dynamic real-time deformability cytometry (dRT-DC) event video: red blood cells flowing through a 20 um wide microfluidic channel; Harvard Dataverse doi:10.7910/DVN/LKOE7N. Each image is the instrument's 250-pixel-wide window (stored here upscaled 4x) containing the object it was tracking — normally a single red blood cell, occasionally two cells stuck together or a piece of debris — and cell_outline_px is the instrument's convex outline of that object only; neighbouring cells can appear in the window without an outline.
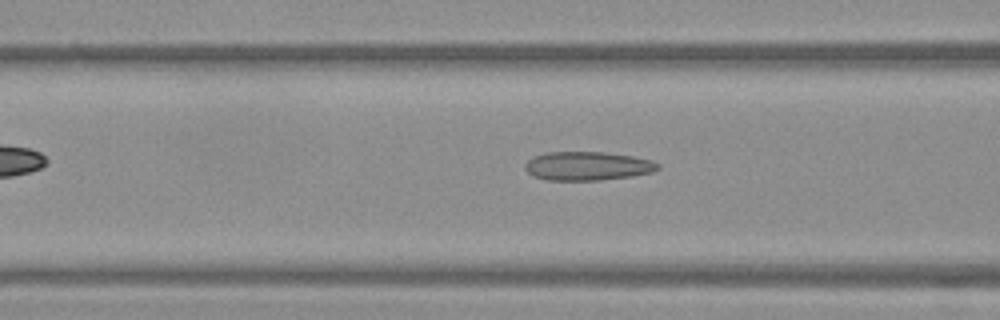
{"species": "Egyptian fruit bat (a non-hibernating species)", "species_latin": "Rousettus aegyptiacus", "temperature_condition": "warm", "stored_images_in_passage": 42, "camera_frame_rate_fps": 3000, "um_per_image_px": 0.085, "frame": {"image": 1, "passage_image": 10, "time_ms": 3.0, "image_size_px": [1000, 320], "cell_outline_px": [[660, 168], [652, 172], [632, 176], [600, 180], [548, 180], [532, 176], [524, 168], [524, 164], [532, 156], [548, 152], [604, 152], [632, 156], [652, 160], [660, 164]], "centroid_in_image_um": [49.93, 14.11], "position_along_channel_um": 116.7, "area_um2": 22.37}}
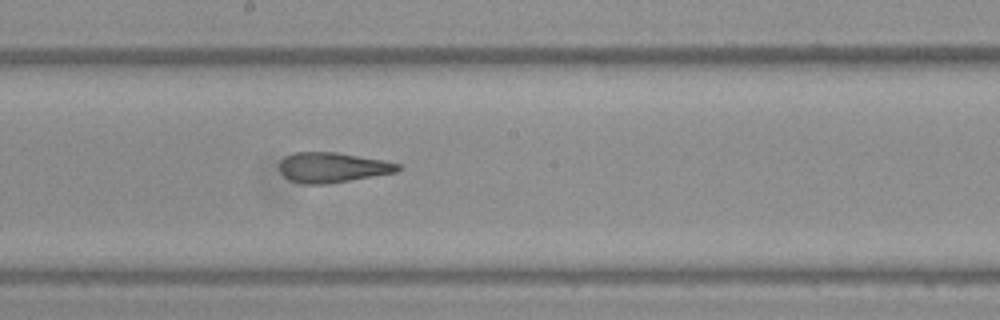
{"frame": {"image": 2, "passage_image": 18, "time_ms": 5.667, "image_size_px": [1000, 320], "cell_outline_px": [[400, 168], [396, 172], [328, 184], [304, 184], [288, 180], [280, 172], [280, 160], [284, 156], [296, 152], [336, 152], [384, 160], [400, 164]], "centroid_in_image_um": [28.23, 14.23], "position_along_channel_um": 220.0, "area_um2": 20.81}}
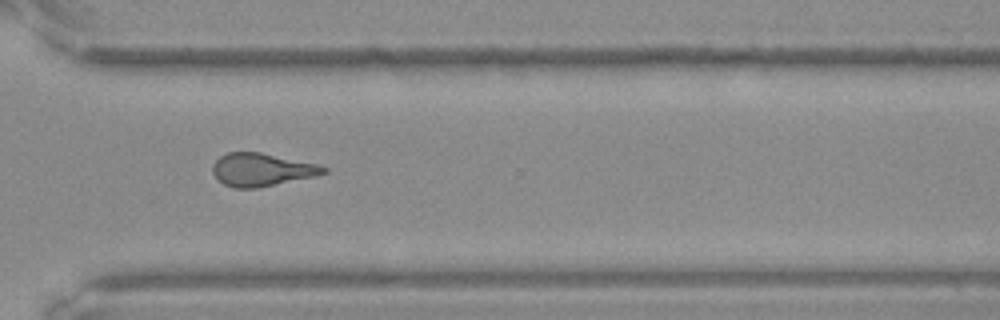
{"frame": {"image": 3, "passage_image": 28, "time_ms": 9.0, "image_size_px": [1000, 320], "cell_outline_px": [[328, 172], [316, 176], [256, 188], [236, 188], [224, 184], [212, 172], [212, 164], [220, 156], [228, 152], [260, 152], [316, 164], [328, 168]], "centroid_in_image_um": [22.24, 14.42], "position_along_channel_um": 348.4, "area_um2": 21.1}, "authors_computed_cell_mechanics": {"area_um2": 21.097, "velocity_mm_per_s": 3.865, "shape_relaxation_time_tau1_ms": null, "shape_relaxation_time_tau2_ms": 2.1117, "deformation_change_tau1": null, "deformation_change_tau2": 0.1181}}